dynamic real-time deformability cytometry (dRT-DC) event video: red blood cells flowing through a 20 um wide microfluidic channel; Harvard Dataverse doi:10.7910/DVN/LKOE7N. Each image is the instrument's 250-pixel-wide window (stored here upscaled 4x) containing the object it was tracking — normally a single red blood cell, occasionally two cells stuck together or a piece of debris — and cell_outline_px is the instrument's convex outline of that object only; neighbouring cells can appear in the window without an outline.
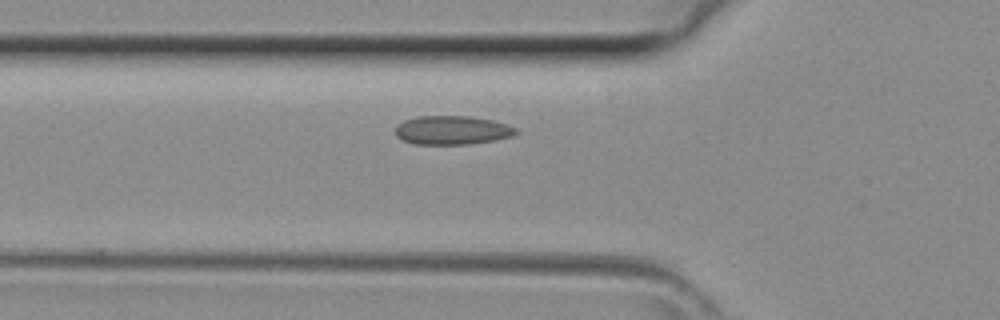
{"species": "common noctule bat (a hibernating species)", "species_latin": "Nyctalus noctula", "temperature_condition": "room temperature", "stored_images_in_passage": 37, "camera_frame_rate_fps": 3000, "um_per_image_px": 0.085, "animal": {"sex": "female", "body_mass_g": 29.2, "forearm_length_mm": 56.3}, "frame": {"image": 1, "passage_image": 9, "time_ms": 2.667, "image_size_px": [1000, 320], "cell_outline_px": [[520, 132], [512, 136], [492, 140], [468, 144], [416, 144], [404, 140], [396, 136], [396, 124], [404, 120], [416, 116], [472, 116], [492, 120], [508, 124], [516, 128]], "centroid_in_image_um": [38.44, 11.05], "position_along_channel_um": 87.4, "area_um2": 20.29}}
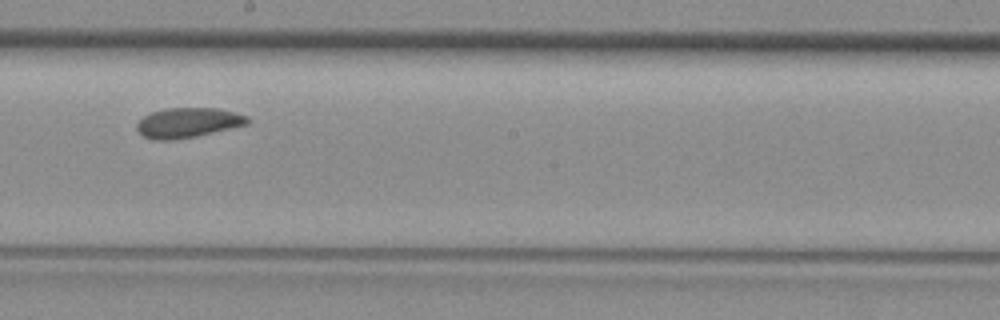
{"frame": {"image": 2, "passage_image": 18, "time_ms": 5.667, "image_size_px": [1000, 320], "cell_outline_px": [[252, 120], [248, 124], [196, 136], [172, 140], [152, 140], [144, 136], [136, 128], [136, 124], [144, 116], [152, 112], [164, 108], [216, 108], [236, 112], [248, 116]], "centroid_in_image_um": [16.0, 10.42], "position_along_channel_um": 232.2, "area_um2": 19.31}}
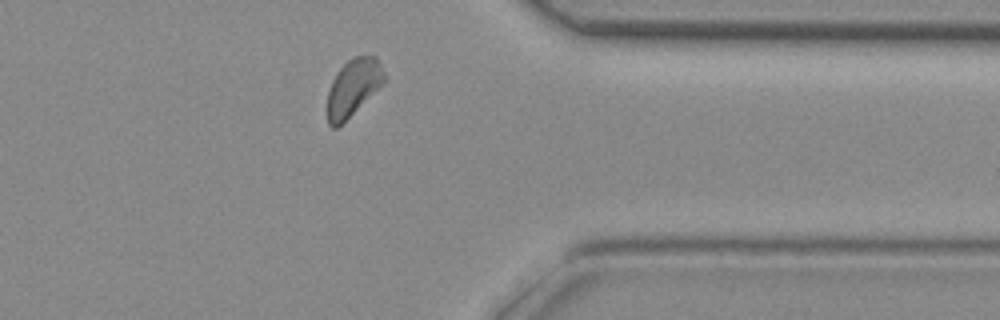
{"frame": {"image": 3, "passage_image": 28, "time_ms": 9.0, "image_size_px": [1000, 320], "cell_outline_px": [[384, 80], [336, 128], [332, 128], [328, 124], [328, 92], [332, 80], [336, 72], [352, 56], [376, 56], [384, 72]], "centroid_in_image_um": [29.97, 7.38], "position_along_channel_um": 381.4, "area_um2": 17.92}}